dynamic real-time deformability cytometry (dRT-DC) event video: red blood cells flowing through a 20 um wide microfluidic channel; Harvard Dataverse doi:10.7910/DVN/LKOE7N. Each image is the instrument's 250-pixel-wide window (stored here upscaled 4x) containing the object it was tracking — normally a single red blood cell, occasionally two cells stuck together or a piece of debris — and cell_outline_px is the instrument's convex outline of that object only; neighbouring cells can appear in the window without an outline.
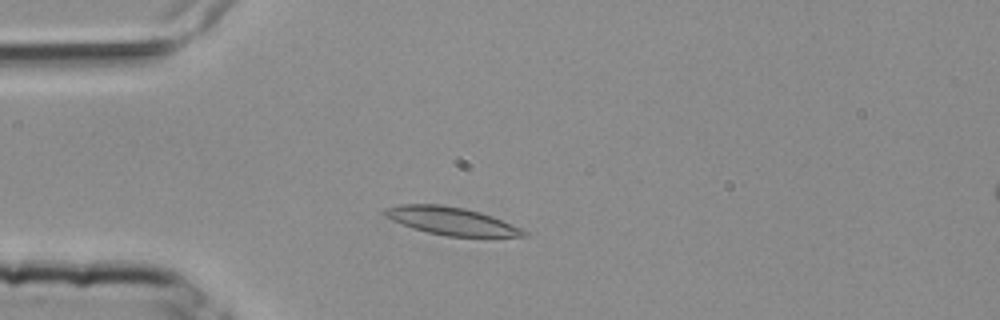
{"species": "common noctule bat (a hibernating species)", "species_latin": "Nyctalus noctula", "temperature_condition": "room temperature", "stored_images_in_passage": 4, "segment_of_instrument_passage": [1, 2], "camera_frame_rate_fps": 3000, "um_per_image_px": 0.085, "animal": {"sex": "female", "body_mass_g": 25.1}, "frame": {"image": 1, "passage_image": 3, "time_ms": 0.667, "image_size_px": [1000, 320], "cell_outline_px": [[532, 236], [448, 236], [428, 232], [412, 228], [392, 220], [384, 216], [380, 212], [384, 208], [400, 204], [440, 204], [464, 208], [480, 212], [492, 216], [520, 228], [528, 232]], "centroid_in_image_um": [38.31, 18.77], "position_along_channel_um": 46.7, "area_um2": 22.43}}